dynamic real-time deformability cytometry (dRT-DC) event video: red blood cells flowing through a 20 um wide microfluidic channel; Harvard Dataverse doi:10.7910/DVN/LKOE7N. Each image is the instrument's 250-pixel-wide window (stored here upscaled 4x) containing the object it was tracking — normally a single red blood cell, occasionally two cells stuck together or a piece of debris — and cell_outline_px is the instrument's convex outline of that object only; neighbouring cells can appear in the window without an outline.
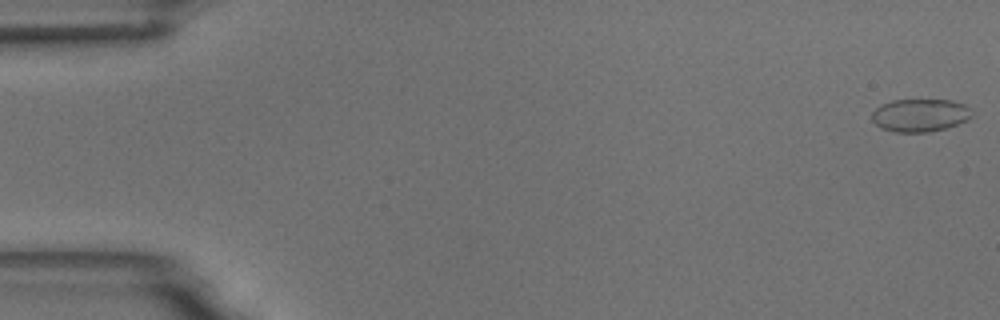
{"species": "common noctule bat (a hibernating species)", "species_latin": "Nyctalus noctula", "temperature_condition": "room temperature", "stored_images_in_passage": 5, "camera_frame_rate_fps": 3000, "um_per_image_px": 0.085, "animal": {"sex": "male", "body_mass_g": 18.8}, "frame": {"image": 1, "passage_image": 1, "time_ms": 0.0, "image_size_px": [1000, 320], "cell_outline_px": [[972, 116], [968, 120], [944, 128], [928, 132], [896, 132], [880, 128], [872, 120], [872, 112], [880, 104], [892, 100], [952, 100], [964, 104], [972, 112]], "centroid_in_image_um": [78.18, 9.79], "position_along_channel_um": 6.8, "area_um2": 19.13}}
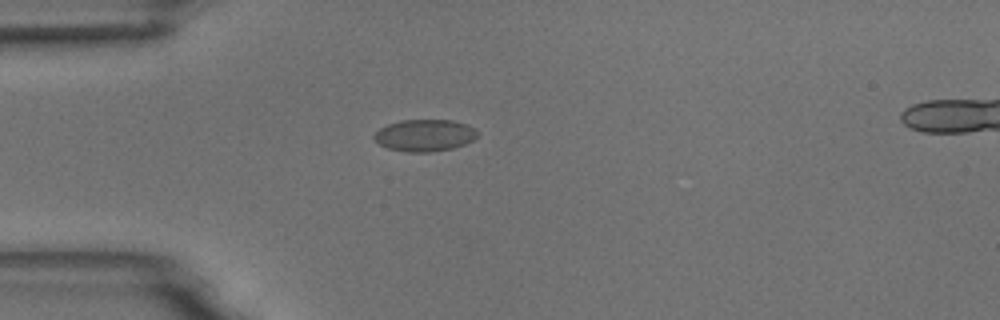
{"frame": {"image": 2, "passage_image": 5, "time_ms": 4.667, "image_size_px": [1000, 320], "cell_outline_px": [[476, 136], [472, 140], [464, 144], [452, 148], [432, 152], [408, 152], [388, 148], [380, 144], [372, 136], [380, 128], [388, 124], [400, 120], [452, 120], [468, 124], [476, 128]], "centroid_in_image_um": [36.1, 11.49], "position_along_channel_um": 48.9, "area_um2": 19.13}}